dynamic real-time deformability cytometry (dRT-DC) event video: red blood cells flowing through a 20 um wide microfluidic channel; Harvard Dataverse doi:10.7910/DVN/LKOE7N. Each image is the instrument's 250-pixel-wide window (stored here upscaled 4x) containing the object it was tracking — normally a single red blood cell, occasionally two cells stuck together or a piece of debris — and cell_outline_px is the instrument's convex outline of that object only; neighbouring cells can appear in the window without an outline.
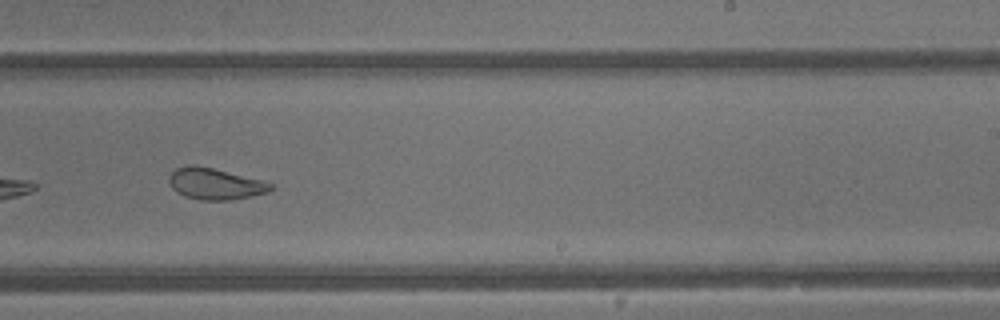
{"species": "common noctule bat (a hibernating species)", "species_latin": "Nyctalus noctula", "temperature_condition": "warm", "stored_images_in_passage": 29, "camera_frame_rate_fps": 3000, "um_per_image_px": 0.085, "animal": {"sex": "male", "body_mass_g": 13.3}, "frame": {"image": 1, "passage_image": 13, "time_ms": 4.0, "image_size_px": [1000, 320], "cell_outline_px": [[272, 188], [268, 192], [252, 196], [232, 200], [200, 200], [184, 196], [176, 192], [172, 188], [168, 180], [168, 176], [176, 168], [192, 164], [196, 164], [264, 180], [272, 184]], "centroid_in_image_um": [18.27, 15.62], "position_along_channel_um": 270.7, "area_um2": 18.79}}